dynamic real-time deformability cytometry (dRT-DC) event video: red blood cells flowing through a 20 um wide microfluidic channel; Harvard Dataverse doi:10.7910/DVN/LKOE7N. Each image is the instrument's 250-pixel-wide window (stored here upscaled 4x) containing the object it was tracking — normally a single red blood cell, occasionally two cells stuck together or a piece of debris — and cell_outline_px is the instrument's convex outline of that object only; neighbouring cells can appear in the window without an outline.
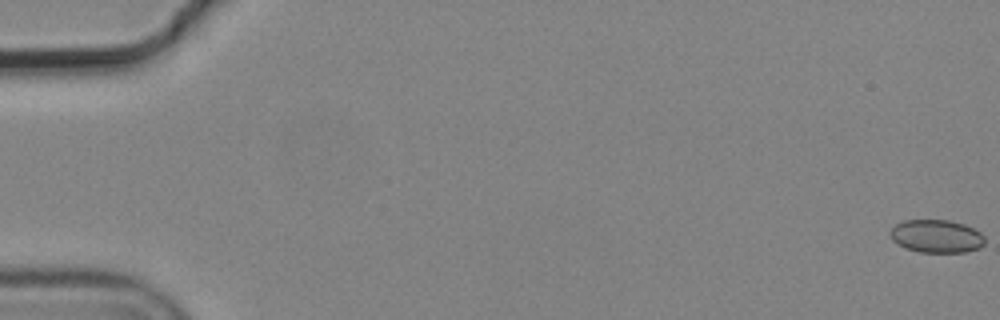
{"species": "common noctule bat (a hibernating species)", "species_latin": "Nyctalus noctula", "temperature_condition": "cold", "stored_images_in_passage": 6, "camera_frame_rate_fps": 3000, "um_per_image_px": 0.085, "animal": {"sex": "male", "body_mass_g": 19.2, "forearm_length_mm": 51.8}, "frame": {"image": 1, "passage_image": 1, "time_ms": 0.0, "image_size_px": [1000, 320], "cell_outline_px": [[984, 244], [980, 248], [964, 252], [920, 252], [904, 248], [896, 244], [892, 240], [892, 228], [896, 224], [904, 220], [948, 220], [964, 224], [980, 232], [984, 236]], "centroid_in_image_um": [79.61, 20.08], "position_along_channel_um": 5.4, "area_um2": 18.15}}
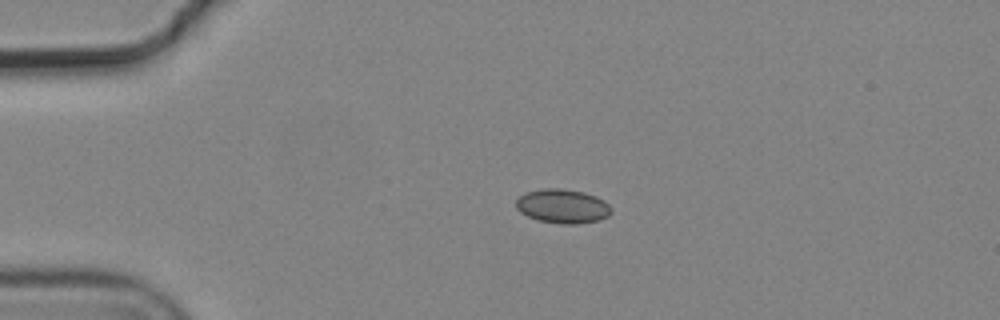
{"frame": {"image": 2, "passage_image": 5, "time_ms": 1.333, "image_size_px": [1000, 320], "cell_outline_px": [[612, 212], [608, 216], [600, 220], [576, 224], [560, 224], [540, 220], [528, 216], [520, 212], [516, 208], [516, 200], [524, 192], [540, 188], [560, 188], [584, 192], [596, 196], [604, 200], [612, 208]], "centroid_in_image_um": [47.83, 17.51], "position_along_channel_um": 37.2, "area_um2": 19.13}}